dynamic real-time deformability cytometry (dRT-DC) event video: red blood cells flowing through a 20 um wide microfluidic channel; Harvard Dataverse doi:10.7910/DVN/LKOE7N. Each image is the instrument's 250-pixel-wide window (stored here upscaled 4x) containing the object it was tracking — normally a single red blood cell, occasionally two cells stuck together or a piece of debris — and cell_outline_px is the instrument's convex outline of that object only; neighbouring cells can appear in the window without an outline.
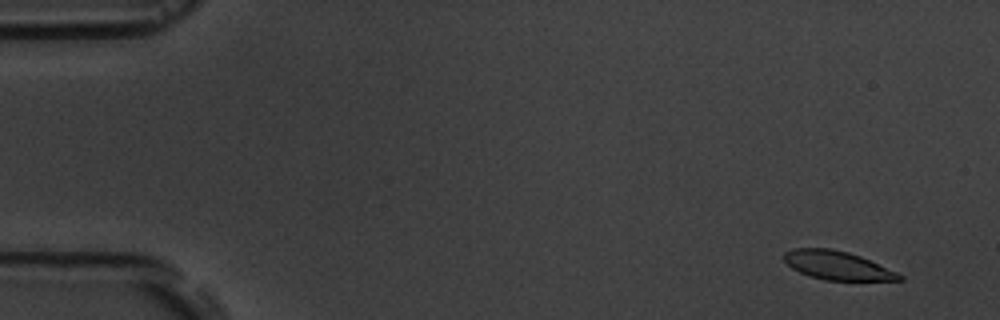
{"species": "common noctule bat (a hibernating species)", "species_latin": "Nyctalus noctula", "temperature_condition": "room temperature", "stored_images_in_passage": 4, "camera_frame_rate_fps": 3000, "um_per_image_px": 0.085, "animal": {"sex": "male", "body_mass_g": 19.5, "forearm_length_mm": 54.6}, "frame": {"image": 1, "passage_image": 1, "time_ms": 0.0, "image_size_px": [1000, 320], "cell_outline_px": [[904, 280], [824, 280], [800, 272], [792, 268], [784, 260], [784, 252], [792, 248], [828, 248], [848, 252], [860, 256], [896, 272], [904, 276]], "centroid_in_image_um": [71.15, 22.55], "position_along_channel_um": 13.8, "area_um2": 18.96}}